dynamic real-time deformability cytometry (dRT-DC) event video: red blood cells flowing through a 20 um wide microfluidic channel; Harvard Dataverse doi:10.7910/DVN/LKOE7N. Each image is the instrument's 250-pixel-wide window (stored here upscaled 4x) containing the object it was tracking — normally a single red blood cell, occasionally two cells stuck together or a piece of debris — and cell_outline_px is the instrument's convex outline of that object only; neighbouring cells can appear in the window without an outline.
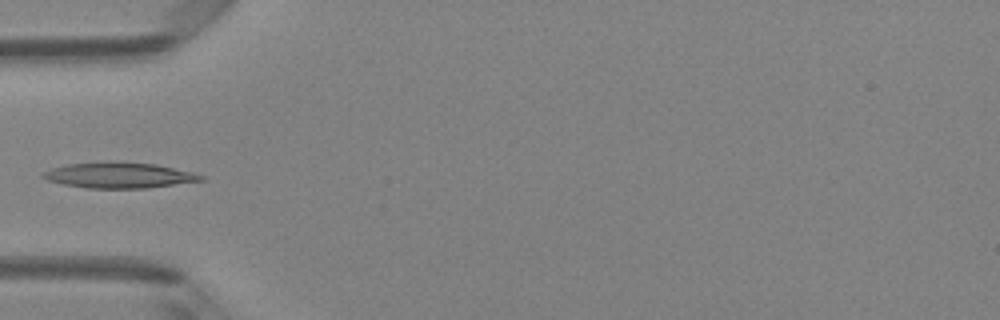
{"species": "Egyptian fruit bat (a non-hibernating species)", "species_latin": "Rousettus aegyptiacus", "temperature_condition": "room temperature", "stored_images_in_passage": 6, "camera_frame_rate_fps": 3000, "um_per_image_px": 0.085, "animal": {"sex": "female"}, "frame": {"image": 1, "passage_image": 5, "time_ms": 1.333, "image_size_px": [1000, 320], "cell_outline_px": [[204, 180], [148, 188], [88, 188], [64, 184], [48, 180], [40, 176], [44, 172], [52, 168], [68, 164], [104, 160], [112, 160], [156, 164], [192, 172], [204, 176]], "centroid_in_image_um": [10.11, 14.87], "position_along_channel_um": 74.9, "area_um2": 23.81}}
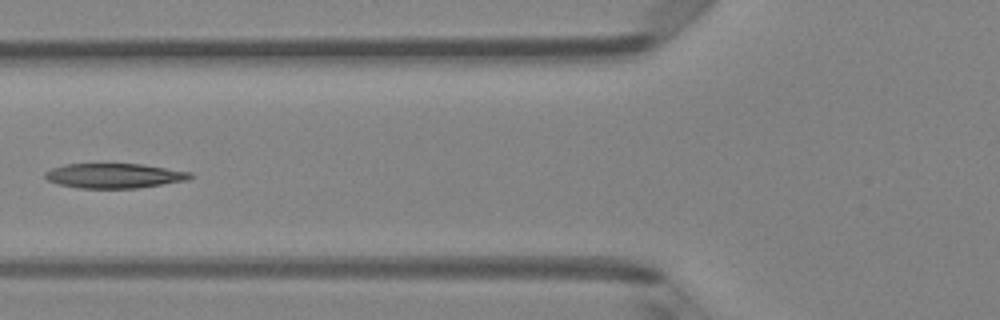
{"frame": {"image": 2, "passage_image": 6, "time_ms": 1.667, "image_size_px": [1000, 320], "cell_outline_px": [[192, 176], [188, 180], [136, 188], [80, 188], [60, 184], [48, 180], [44, 176], [44, 172], [52, 168], [64, 164], [140, 164], [192, 172]], "centroid_in_image_um": [9.7, 14.93], "position_along_channel_um": 116.1, "area_um2": 20.75}}